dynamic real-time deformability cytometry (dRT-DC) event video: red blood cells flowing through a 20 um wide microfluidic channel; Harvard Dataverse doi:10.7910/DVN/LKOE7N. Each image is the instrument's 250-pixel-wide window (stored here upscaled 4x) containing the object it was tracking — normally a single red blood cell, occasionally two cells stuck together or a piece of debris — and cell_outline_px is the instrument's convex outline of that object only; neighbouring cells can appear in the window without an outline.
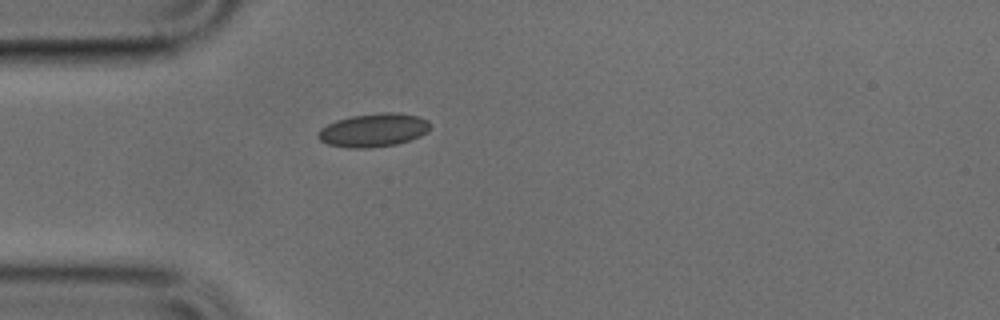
{"species": "common noctule bat (a hibernating species)", "species_latin": "Nyctalus noctula", "temperature_condition": "cold", "stored_images_in_passage": 37, "camera_frame_rate_fps": 3000, "um_per_image_px": 0.085, "animal": {"sex": "male", "body_mass_g": 17.9, "forearm_length_mm": 54.2}, "frame": {"image": 1, "passage_image": 1, "time_ms": 0.0, "image_size_px": [1000, 320], "cell_outline_px": [[428, 132], [420, 136], [396, 144], [368, 148], [348, 148], [328, 144], [320, 140], [316, 136], [316, 132], [320, 128], [336, 120], [352, 116], [384, 112], [396, 112], [416, 116], [428, 120]], "centroid_in_image_um": [31.7, 11.06], "position_along_channel_um": 53.3, "area_um2": 21.73}}
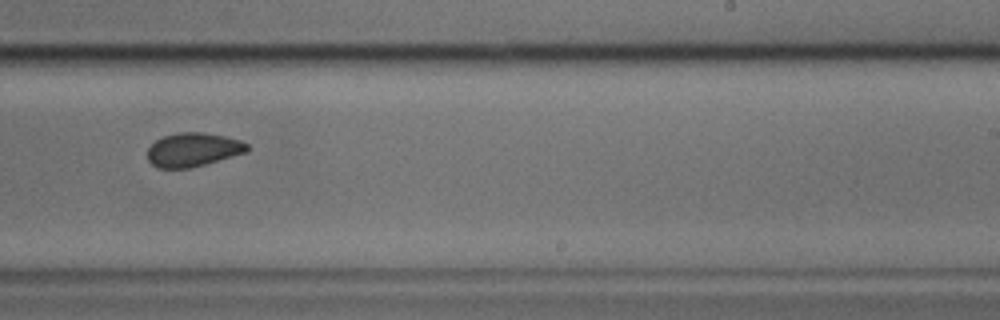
{"frame": {"image": 2, "passage_image": 18, "time_ms": 5.667, "image_size_px": [1000, 320], "cell_outline_px": [[248, 152], [204, 164], [188, 168], [156, 168], [148, 160], [148, 148], [156, 140], [164, 136], [180, 132], [200, 132], [224, 136], [240, 140], [248, 144]], "centroid_in_image_um": [16.41, 12.72], "position_along_channel_um": 272.6, "area_um2": 19.48}}
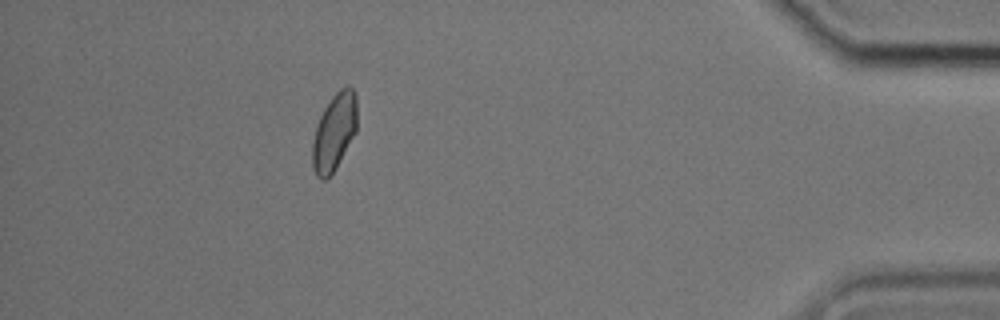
{"frame": {"image": 3, "passage_image": 32, "time_ms": 10.333, "image_size_px": [1000, 320], "cell_outline_px": [[356, 132], [336, 168], [324, 180], [320, 180], [316, 176], [312, 168], [312, 140], [316, 124], [324, 108], [332, 96], [340, 88], [348, 84], [352, 88], [356, 96]], "centroid_in_image_um": [28.39, 11.22], "position_along_channel_um": 406.8, "area_um2": 20.23}}